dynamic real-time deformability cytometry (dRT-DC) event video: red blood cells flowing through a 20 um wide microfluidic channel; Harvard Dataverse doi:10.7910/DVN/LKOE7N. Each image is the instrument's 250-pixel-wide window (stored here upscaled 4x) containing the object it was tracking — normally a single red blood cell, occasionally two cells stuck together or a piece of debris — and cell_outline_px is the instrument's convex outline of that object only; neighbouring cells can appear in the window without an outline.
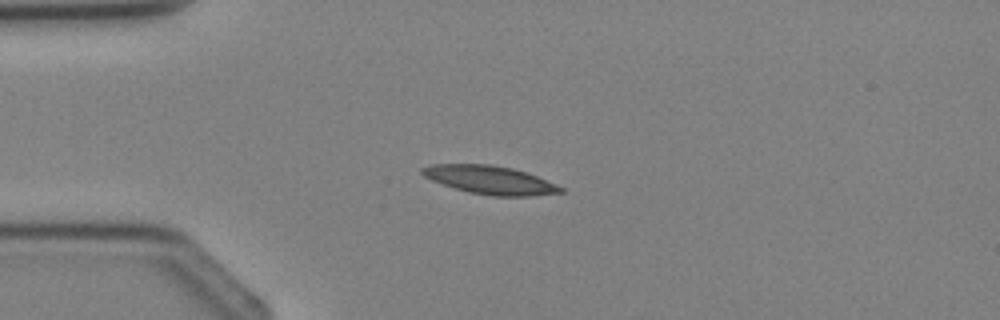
{"species": "Egyptian fruit bat (a non-hibernating species)", "species_latin": "Rousettus aegyptiacus", "temperature_condition": "cold", "stored_images_in_passage": 2, "camera_frame_rate_fps": 3000, "um_per_image_px": 0.085, "animal": {"sex": "female"}, "frame": {"image": 1, "passage_image": 2, "time_ms": 1.0, "image_size_px": [1000, 320], "cell_outline_px": [[564, 192], [528, 196], [492, 196], [468, 192], [432, 180], [424, 176], [420, 172], [420, 168], [432, 164], [488, 164], [512, 168], [536, 176], [564, 188]], "centroid_in_image_um": [41.62, 15.29], "position_along_channel_um": 43.4, "area_um2": 22.6}}